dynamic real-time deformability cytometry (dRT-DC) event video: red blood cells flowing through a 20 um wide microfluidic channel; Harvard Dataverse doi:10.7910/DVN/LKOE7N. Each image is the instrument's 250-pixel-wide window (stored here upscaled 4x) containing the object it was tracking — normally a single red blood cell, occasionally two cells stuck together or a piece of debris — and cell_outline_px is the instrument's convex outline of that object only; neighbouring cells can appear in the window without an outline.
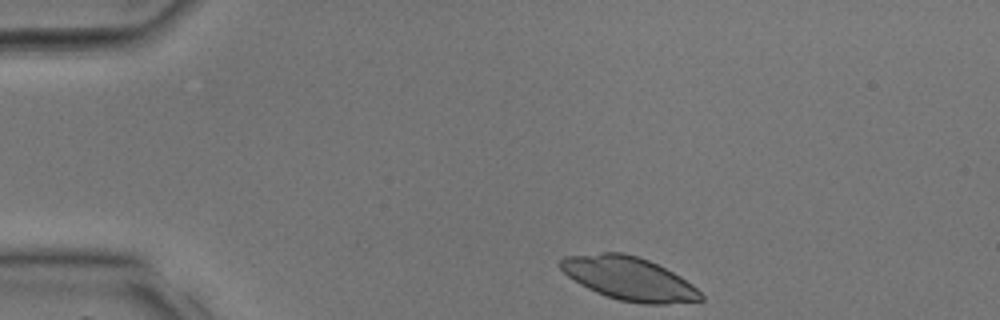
{"species": "common noctule bat (a hibernating species)", "species_latin": "Nyctalus noctula", "temperature_condition": "room temperature", "stored_images_in_passage": 8, "camera_frame_rate_fps": 3000, "um_per_image_px": 0.085, "animal": {"sex": "male", "body_mass_g": 17.9, "forearm_length_mm": 54.2}, "frame": {"image": 1, "passage_image": 1, "time_ms": 0.0, "image_size_px": [1000, 320], "cell_outline_px": [[704, 300], [664, 304], [640, 304], [620, 300], [596, 292], [580, 284], [568, 276], [560, 268], [560, 260], [564, 256], [600, 252], [624, 252], [648, 260], [680, 276], [692, 284], [704, 296]], "centroid_in_image_um": [53.46, 23.67], "position_along_channel_um": 31.5, "area_um2": 35.26}}